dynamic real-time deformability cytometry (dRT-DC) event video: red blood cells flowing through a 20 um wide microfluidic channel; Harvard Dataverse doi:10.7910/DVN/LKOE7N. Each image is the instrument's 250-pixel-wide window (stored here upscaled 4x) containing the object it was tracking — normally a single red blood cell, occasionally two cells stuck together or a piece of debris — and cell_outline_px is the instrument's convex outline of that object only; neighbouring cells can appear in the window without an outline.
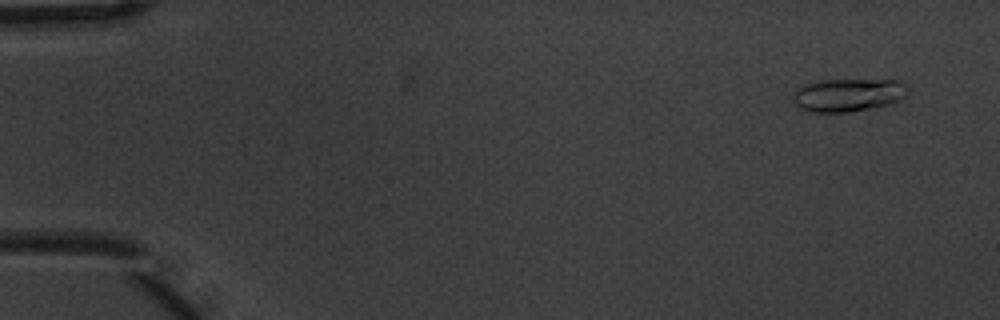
{"species": "common noctule bat (a hibernating species)", "species_latin": "Nyctalus noctula", "temperature_condition": "warm", "stored_images_in_passage": 4, "camera_frame_rate_fps": 3000, "um_per_image_px": 0.085, "animal": {"sex": "male", "body_mass_g": 20.1, "forearm_length_mm": 53.5}, "frame": {"image": 1, "passage_image": 1, "time_ms": 0.0, "image_size_px": [1000, 320], "cell_outline_px": [[908, 92], [900, 100], [892, 104], [876, 108], [848, 112], [804, 112], [792, 100], [792, 92], [796, 88], [804, 84], [820, 80], [896, 80], [908, 84]], "centroid_in_image_um": [72.08, 8.08], "position_along_channel_um": 12.9, "area_um2": 22.66}}